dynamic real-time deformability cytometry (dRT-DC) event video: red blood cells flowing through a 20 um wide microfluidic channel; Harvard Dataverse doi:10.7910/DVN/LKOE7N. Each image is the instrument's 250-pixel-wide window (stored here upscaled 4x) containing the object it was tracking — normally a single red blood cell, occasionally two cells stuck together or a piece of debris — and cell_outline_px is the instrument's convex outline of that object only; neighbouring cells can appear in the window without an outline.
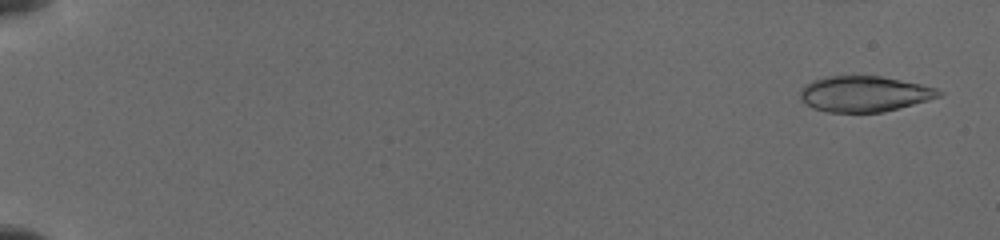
{"species": "common noctule bat (a hibernating species)", "species_latin": "Nyctalus noctula", "temperature_condition": "cold", "stored_images_in_passage": 17, "camera_frame_rate_fps": 3000, "um_per_image_px": 0.085, "animal": {"sex": "female", "body_mass_g": 19.5, "forearm_length_mm": 54.1}, "frame": {"image": 1, "passage_image": 1, "time_ms": 0.0, "image_size_px": [1000, 240], "cell_outline_px": [[944, 92], [940, 96], [928, 100], [884, 112], [828, 112], [812, 108], [800, 100], [800, 88], [804, 84], [812, 80], [824, 76], [880, 76], [920, 84], [936, 88]], "centroid_in_image_um": [73.42, 7.98], "position_along_channel_um": 11.6, "area_um2": 28.96}}
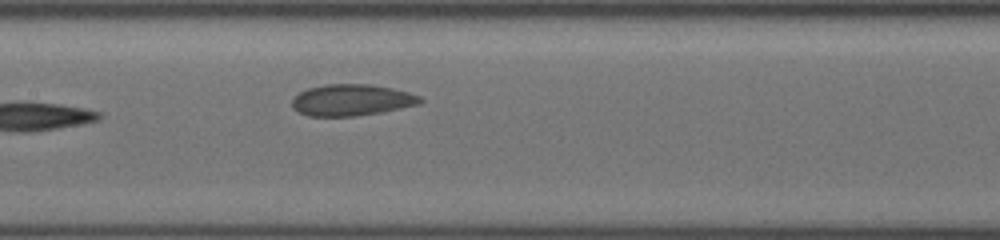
{"frame": {"image": 2, "passage_image": 17, "time_ms": 9.667, "image_size_px": [1000, 240], "cell_outline_px": [[424, 100], [420, 104], [380, 112], [356, 116], [308, 116], [296, 112], [292, 108], [292, 100], [300, 92], [308, 88], [324, 84], [372, 84], [392, 88], [408, 92], [420, 96]], "centroid_in_image_um": [29.87, 8.5], "position_along_channel_um": 177.5, "area_um2": 23.58}}